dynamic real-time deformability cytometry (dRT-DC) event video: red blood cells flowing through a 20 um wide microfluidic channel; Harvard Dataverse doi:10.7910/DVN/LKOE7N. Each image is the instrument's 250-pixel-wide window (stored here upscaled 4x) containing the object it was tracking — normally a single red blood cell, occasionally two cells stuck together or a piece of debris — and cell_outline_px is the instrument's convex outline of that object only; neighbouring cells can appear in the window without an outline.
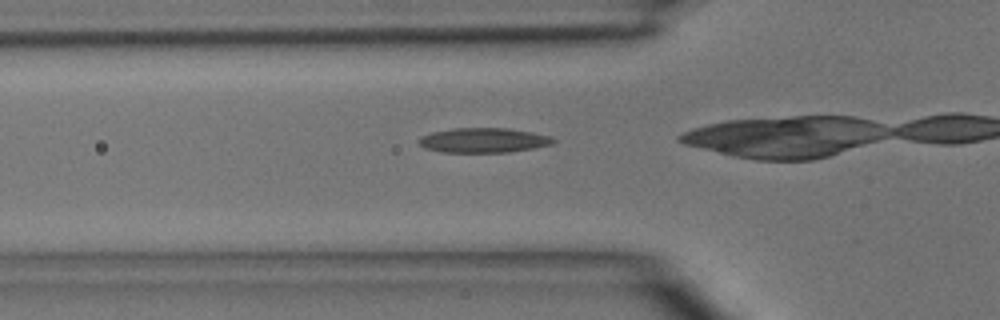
{"species": "common noctule bat (a hibernating species)", "species_latin": "Nyctalus noctula", "temperature_condition": "room temperature", "stored_images_in_passage": 33, "camera_frame_rate_fps": 3000, "um_per_image_px": 0.085, "animal": {"sex": "male", "body_mass_g": 15.6}, "frame": {"image": 1, "passage_image": 12, "time_ms": 3.667, "image_size_px": [1000, 320], "cell_outline_px": [[556, 140], [552, 144], [532, 148], [508, 152], [440, 152], [424, 148], [420, 144], [420, 140], [424, 136], [432, 132], [452, 128], [508, 128], [532, 132], [552, 136]], "centroid_in_image_um": [41.13, 11.92], "position_along_channel_um": 84.7, "area_um2": 19.25}}